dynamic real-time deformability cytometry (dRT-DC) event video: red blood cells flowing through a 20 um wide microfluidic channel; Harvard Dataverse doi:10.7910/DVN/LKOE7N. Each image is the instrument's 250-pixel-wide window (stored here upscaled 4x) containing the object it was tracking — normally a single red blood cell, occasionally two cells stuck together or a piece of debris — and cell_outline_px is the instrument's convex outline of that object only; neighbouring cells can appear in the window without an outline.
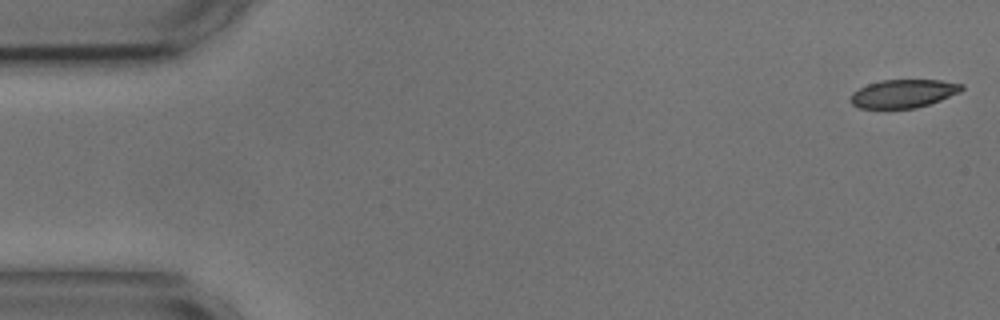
{"species": "common noctule bat (a hibernating species)", "species_latin": "Nyctalus noctula", "temperature_condition": "cold", "stored_images_in_passage": 54, "camera_frame_rate_fps": 3000, "um_per_image_px": 0.085, "animal": {"sex": "male", "body_mass_g": 17.9, "forearm_length_mm": 54.2}, "frame": {"image": 1, "passage_image": 1, "time_ms": 0.0, "image_size_px": [1000, 320], "cell_outline_px": [[964, 88], [960, 92], [940, 100], [916, 108], [860, 108], [852, 104], [852, 92], [868, 84], [880, 80], [940, 80], [964, 84]], "centroid_in_image_um": [76.81, 7.94], "position_along_channel_um": 8.2, "area_um2": 18.15}}
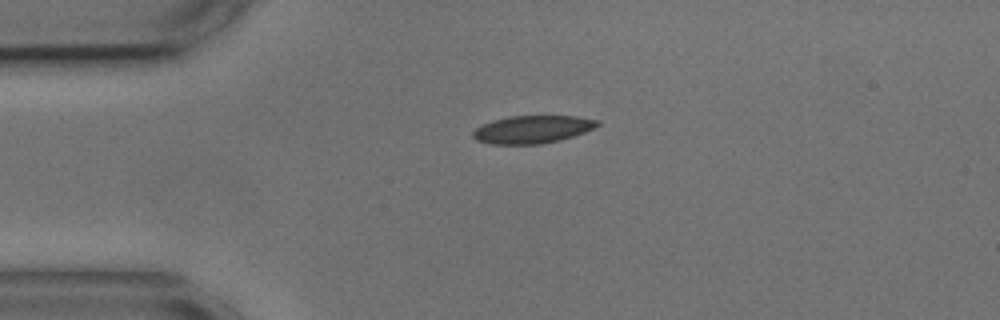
{"frame": {"image": 2, "passage_image": 12, "time_ms": 3.667, "image_size_px": [1000, 320], "cell_outline_px": [[600, 124], [584, 132], [560, 140], [540, 144], [492, 144], [476, 140], [472, 136], [472, 132], [476, 128], [492, 120], [508, 116], [576, 116], [600, 120]], "centroid_in_image_um": [45.24, 10.99], "position_along_channel_um": 39.8, "area_um2": 20.06}}
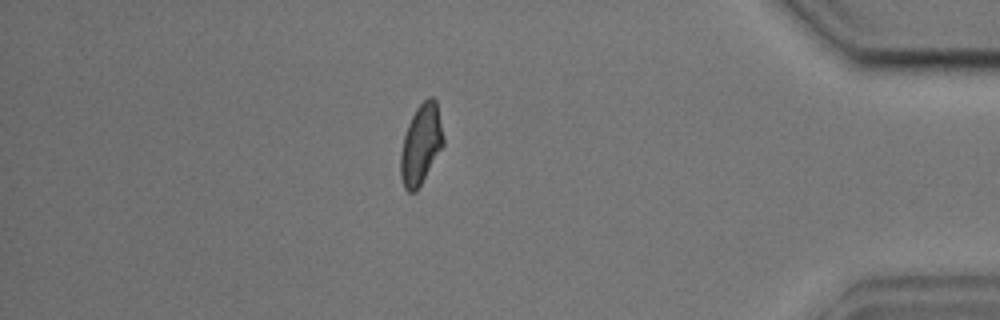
{"frame": {"image": 3, "passage_image": 47, "time_ms": 15.333, "image_size_px": [1000, 320], "cell_outline_px": [[444, 144], [416, 192], [408, 192], [404, 188], [400, 176], [400, 152], [404, 136], [408, 124], [416, 108], [428, 96], [432, 96], [436, 100], [444, 136]], "centroid_in_image_um": [35.77, 12.26], "position_along_channel_um": 399.4, "area_um2": 19.94}, "authors_computed_cell_mechanics": {"area_um2": 20.0855, "velocity_mm_per_s": 3.6136, "shape_relaxation_time_tau1_ms": 4.3884, "shape_relaxation_time_tau2_ms": 1.7424, "deformation_change_tau1": 0.1302, "deformation_change_tau2": 0.071}}